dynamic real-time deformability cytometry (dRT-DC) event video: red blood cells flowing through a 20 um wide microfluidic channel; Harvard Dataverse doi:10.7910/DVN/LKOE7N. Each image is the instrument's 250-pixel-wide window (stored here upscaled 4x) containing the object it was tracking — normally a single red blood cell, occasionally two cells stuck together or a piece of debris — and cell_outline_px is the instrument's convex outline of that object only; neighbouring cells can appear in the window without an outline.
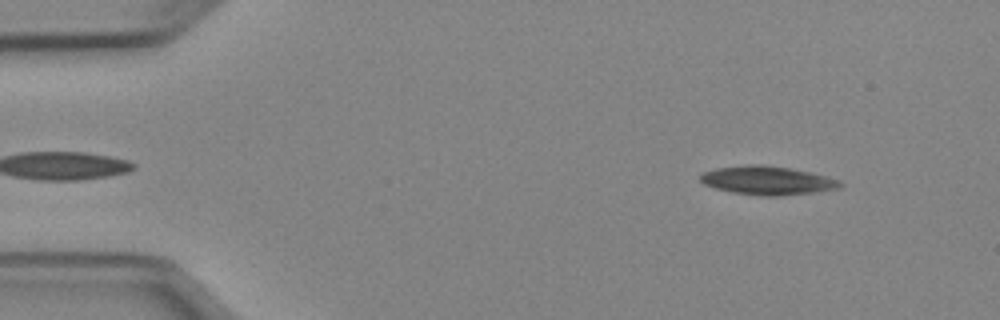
{"species": "Egyptian fruit bat (a non-hibernating species)", "species_latin": "Rousettus aegyptiacus", "temperature_condition": "cold", "stored_images_in_passage": 49, "camera_frame_rate_fps": 3000, "um_per_image_px": 0.085, "animal": {"sex": "female"}, "frame": {"image": 1, "passage_image": 4, "time_ms": 1.0, "image_size_px": [1000, 320], "cell_outline_px": [[844, 184], [840, 188], [816, 192], [780, 196], [764, 196], [732, 192], [716, 188], [704, 184], [700, 180], [700, 176], [704, 172], [716, 168], [752, 164], [764, 164], [792, 168], [840, 180]], "centroid_in_image_um": [65.25, 15.34], "position_along_channel_um": 19.7, "area_um2": 23.29}}
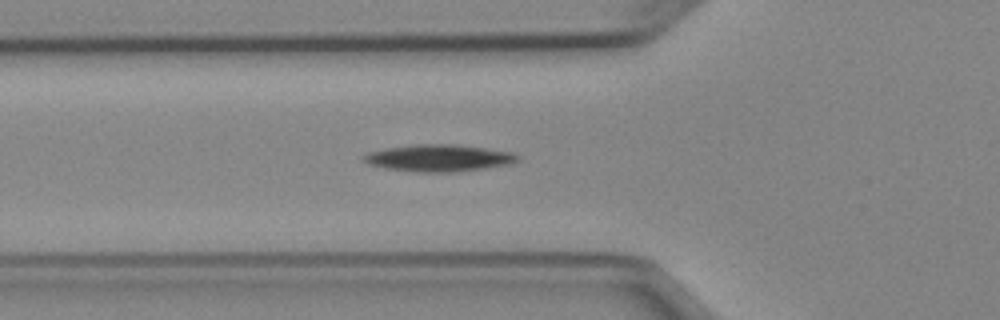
{"frame": {"image": 2, "passage_image": 16, "time_ms": 5.0, "image_size_px": [1000, 320], "cell_outline_px": [[520, 160], [512, 164], [456, 172], [416, 172], [384, 168], [368, 164], [360, 160], [360, 156], [368, 152], [384, 148], [416, 144], [452, 144], [484, 148], [512, 152], [520, 156]], "centroid_in_image_um": [37.25, 13.43], "position_along_channel_um": 88.5, "area_um2": 24.45}}
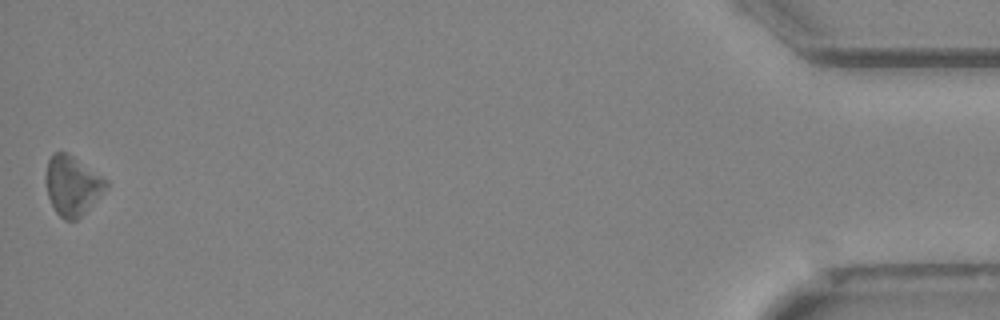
{"frame": {"image": 3, "passage_image": 49, "time_ms": 16.0, "image_size_px": [1000, 320], "cell_outline_px": [[108, 188], [76, 220], [64, 220], [56, 212], [48, 196], [44, 180], [48, 160], [52, 152], [68, 152], [108, 180]], "centroid_in_image_um": [6.13, 15.74], "position_along_channel_um": 429.1, "area_um2": 20.98}, "authors_computed_cell_mechanics": {"area_um2": 22.4842, "velocity_mm_per_s": 3.9379, "shape_relaxation_time_tau1_ms": 1.9625, "shape_relaxation_time_tau2_ms": null, "deformation_change_tau1": 0.0571, "deformation_change_tau2": null}}